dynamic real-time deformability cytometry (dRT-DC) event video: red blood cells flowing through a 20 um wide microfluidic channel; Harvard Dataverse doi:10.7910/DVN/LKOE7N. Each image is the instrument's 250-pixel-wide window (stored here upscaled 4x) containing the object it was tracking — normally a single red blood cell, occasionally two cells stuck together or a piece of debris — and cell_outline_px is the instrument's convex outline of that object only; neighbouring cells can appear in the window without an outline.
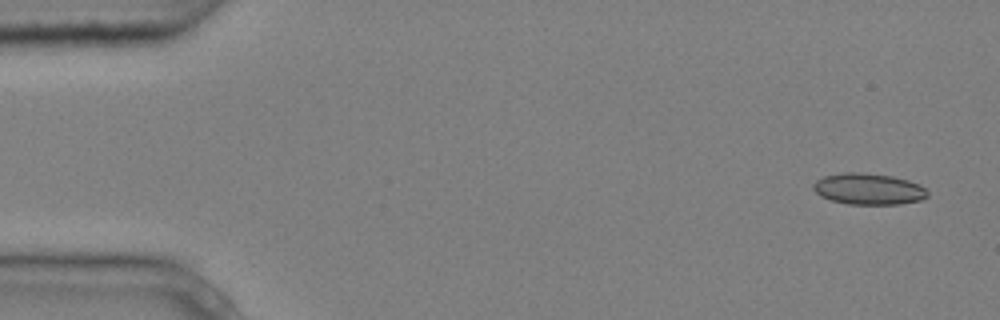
{"species": "common noctule bat (a hibernating species)", "species_latin": "Nyctalus noctula", "temperature_condition": "cold", "stored_images_in_passage": 6, "camera_frame_rate_fps": 3000, "um_per_image_px": 0.085, "animal": {"sex": "male", "body_mass_g": 20.4}, "frame": {"image": 1, "passage_image": 1, "time_ms": 0.0, "image_size_px": [1000, 320], "cell_outline_px": [[928, 196], [920, 200], [900, 204], [848, 204], [832, 200], [820, 196], [812, 188], [812, 184], [816, 180], [824, 176], [844, 172], [856, 172], [892, 176], [908, 180], [920, 184], [928, 192]], "centroid_in_image_um": [73.81, 16.06], "position_along_channel_um": 11.2, "area_um2": 20.81}}
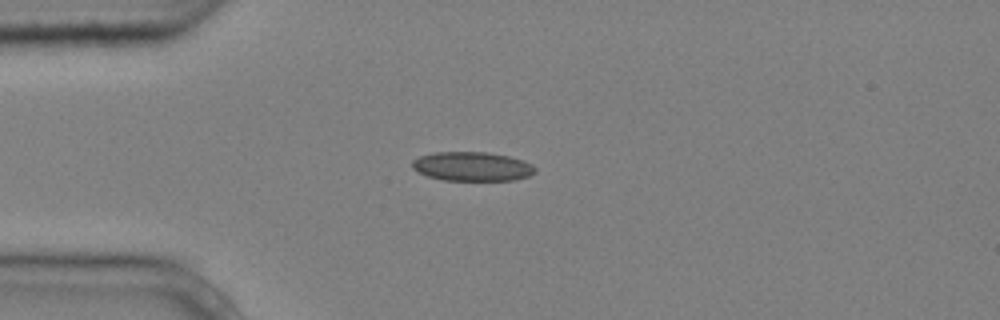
{"frame": {"image": 2, "passage_image": 4, "time_ms": 1.0, "image_size_px": [1000, 320], "cell_outline_px": [[536, 172], [528, 176], [516, 180], [444, 180], [428, 176], [412, 168], [412, 160], [420, 156], [436, 152], [488, 152], [508, 156], [524, 160], [532, 164], [536, 168]], "centroid_in_image_um": [40.17, 14.14], "position_along_channel_um": 44.8, "area_um2": 20.87}}
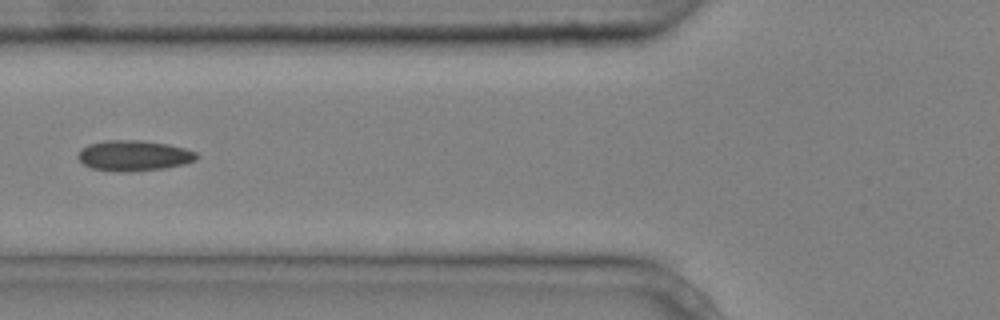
{"frame": {"image": 3, "passage_image": 6, "time_ms": 1.667, "image_size_px": [1000, 320], "cell_outline_px": [[200, 156], [196, 160], [184, 164], [164, 168], [128, 172], [116, 172], [92, 168], [84, 164], [76, 156], [80, 148], [88, 144], [104, 140], [140, 140], [168, 144], [184, 148], [196, 152]], "centroid_in_image_um": [11.36, 13.22], "position_along_channel_um": 114.4, "area_um2": 21.33}}